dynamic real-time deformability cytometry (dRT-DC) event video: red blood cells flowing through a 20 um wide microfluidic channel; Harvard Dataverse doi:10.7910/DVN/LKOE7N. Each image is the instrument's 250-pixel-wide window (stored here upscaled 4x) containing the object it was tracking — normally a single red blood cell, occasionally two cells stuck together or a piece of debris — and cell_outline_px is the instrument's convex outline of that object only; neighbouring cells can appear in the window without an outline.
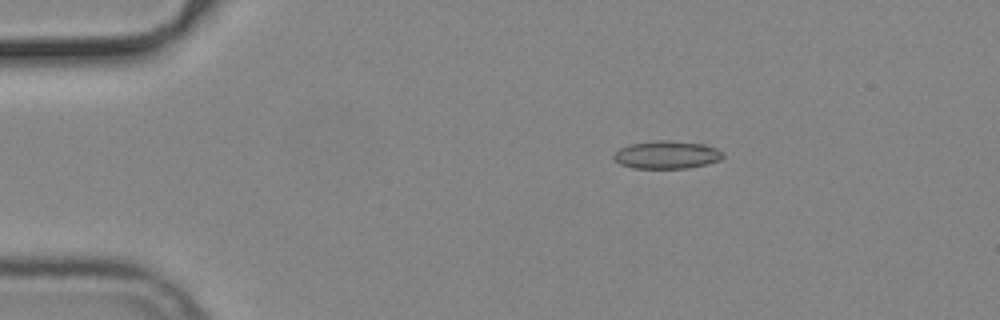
{"species": "common noctule bat (a hibernating species)", "species_latin": "Nyctalus noctula", "temperature_condition": "cold", "stored_images_in_passage": 52, "camera_frame_rate_fps": 3000, "um_per_image_px": 0.085, "animal": {"sex": "male", "body_mass_g": 19.2, "forearm_length_mm": 51.8}, "frame": {"image": 1, "passage_image": 7, "time_ms": 2.0, "image_size_px": [1000, 320], "cell_outline_px": [[724, 156], [720, 160], [688, 168], [632, 168], [620, 164], [612, 156], [620, 148], [632, 144], [656, 140], [668, 140], [704, 144], [716, 148], [724, 152]], "centroid_in_image_um": [56.69, 13.15], "position_along_channel_um": 28.3, "area_um2": 17.63}}
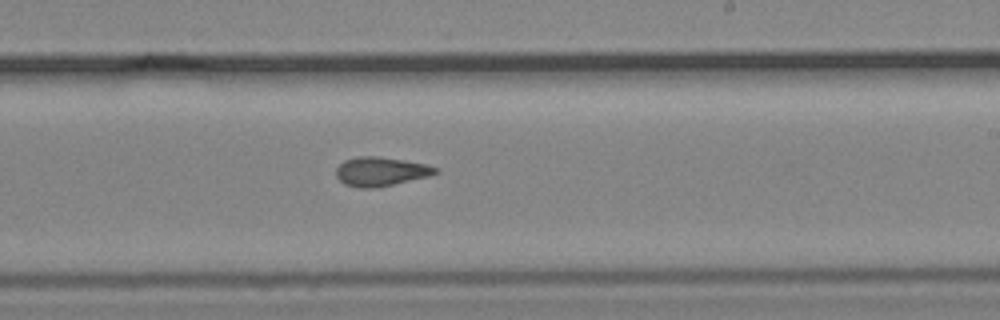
{"frame": {"image": 2, "passage_image": 30, "time_ms": 9.667, "image_size_px": [1000, 320], "cell_outline_px": [[440, 172], [428, 176], [376, 188], [360, 188], [344, 184], [336, 176], [336, 168], [344, 160], [356, 156], [376, 156], [404, 160], [428, 164], [440, 168]], "centroid_in_image_um": [32.38, 14.57], "position_along_channel_um": 256.6, "area_um2": 16.94}}
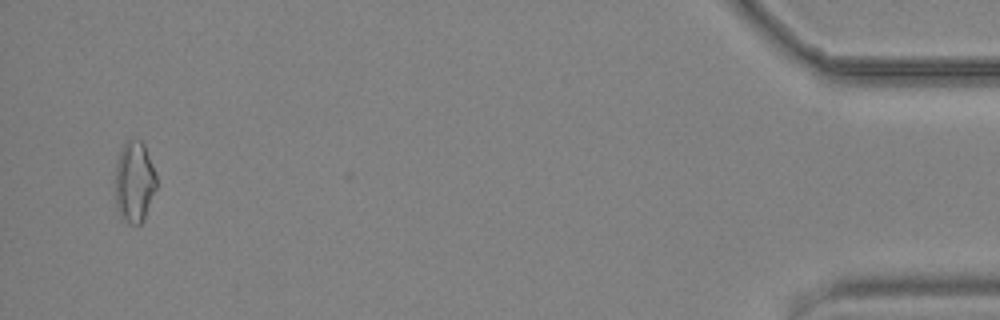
{"frame": {"image": 3, "passage_image": 50, "time_ms": 16.333, "image_size_px": [1000, 320], "cell_outline_px": [[156, 188], [144, 220], [140, 224], [128, 224], [120, 216], [116, 204], [116, 160], [124, 140], [140, 140], [144, 144], [156, 176]], "centroid_in_image_um": [11.41, 15.46], "position_along_channel_um": 423.8, "area_um2": 19.48}, "authors_computed_cell_mechanics": {"area_um2": 16.9354, "velocity_mm_per_s": 3.7776, "shape_relaxation_time_tau1_ms": null, "shape_relaxation_time_tau2_ms": 2.6989, "deformation_change_tau1": null, "deformation_change_tau2": 0.0963}}